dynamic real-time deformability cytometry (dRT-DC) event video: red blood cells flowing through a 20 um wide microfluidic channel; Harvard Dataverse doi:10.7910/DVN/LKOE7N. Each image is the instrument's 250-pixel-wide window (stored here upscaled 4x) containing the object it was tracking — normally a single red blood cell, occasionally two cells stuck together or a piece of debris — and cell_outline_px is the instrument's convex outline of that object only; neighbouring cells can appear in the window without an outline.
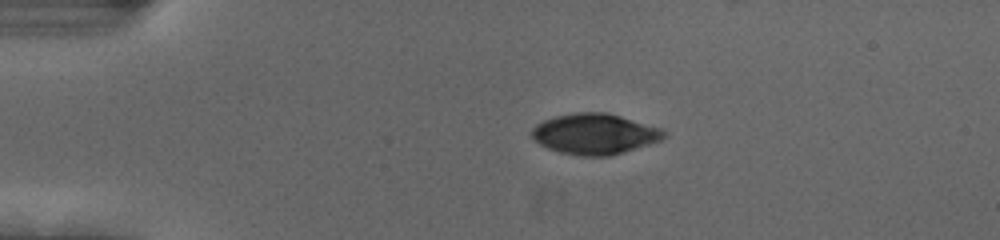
{"species": "human", "species_latin": "Homo sapiens", "temperature_condition": "cold", "stored_images_in_passage": 44, "camera_frame_rate_fps": 3000, "um_per_image_px": 0.085, "donor": {"sex": "female"}, "frame": {"image": 1, "passage_image": 1, "time_ms": 0.0, "image_size_px": [1000, 240], "cell_outline_px": [[668, 136], [660, 140], [648, 144], [608, 156], [580, 156], [560, 152], [548, 148], [540, 144], [532, 136], [532, 128], [536, 124], [544, 120], [556, 116], [576, 112], [608, 112], [664, 128], [668, 132]], "centroid_in_image_um": [50.6, 11.37], "position_along_channel_um": 34.4, "area_um2": 31.39}}
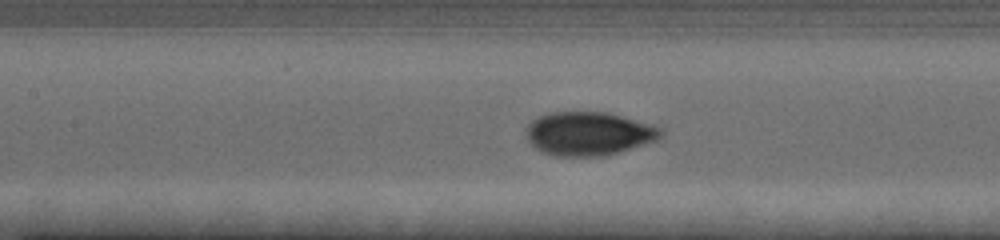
{"frame": {"image": 2, "passage_image": 15, "time_ms": 4.667, "image_size_px": [1000, 240], "cell_outline_px": [[664, 136], [656, 140], [644, 144], [604, 156], [552, 156], [536, 148], [528, 140], [528, 124], [532, 120], [548, 112], [608, 112], [664, 128]], "centroid_in_image_um": [50.07, 11.35], "position_along_channel_um": 157.3, "area_um2": 34.1}}
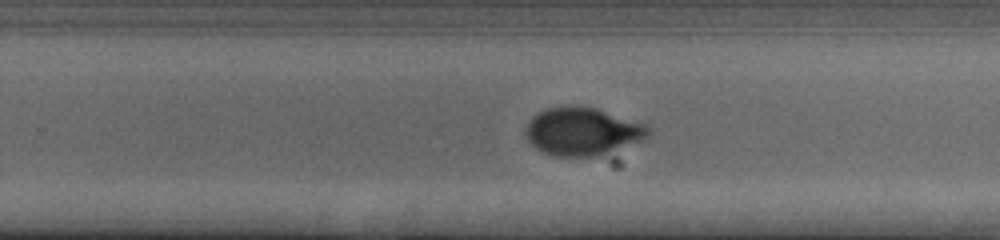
{"frame": {"image": 3, "passage_image": 25, "time_ms": 8.0, "image_size_px": [1000, 240], "cell_outline_px": [[652, 132], [648, 136], [640, 140], [600, 156], [552, 156], [536, 148], [528, 140], [524, 132], [524, 128], [532, 116], [548, 108], [580, 104], [596, 108], [644, 124], [652, 128]], "centroid_in_image_um": [49.48, 11.16], "position_along_channel_um": 280.3, "area_um2": 34.28}, "authors_computed_cell_mechanics": {"area_um2": 33.5529, "velocity_mm_per_s": 3.7047, "shape_relaxation_time_tau1_ms": 2.9535, "shape_relaxation_time_tau2_ms": null, "deformation_change_tau1": 0.1295, "deformation_change_tau2": null}}